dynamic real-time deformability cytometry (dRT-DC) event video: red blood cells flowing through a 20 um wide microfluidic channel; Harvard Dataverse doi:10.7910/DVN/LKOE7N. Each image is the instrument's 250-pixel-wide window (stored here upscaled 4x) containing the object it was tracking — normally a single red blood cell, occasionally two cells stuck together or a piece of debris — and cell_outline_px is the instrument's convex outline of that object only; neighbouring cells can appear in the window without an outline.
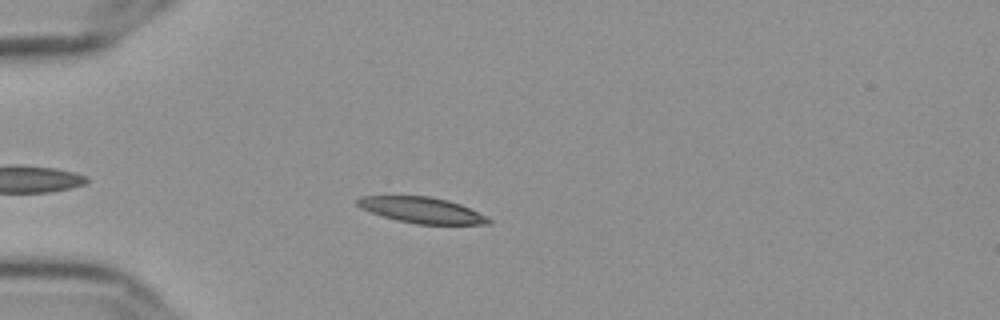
{"species": "Egyptian fruit bat (a non-hibernating species)", "species_latin": "Rousettus aegyptiacus", "temperature_condition": "cold", "stored_images_in_passage": 41, "camera_frame_rate_fps": 3000, "um_per_image_px": 0.085, "frame": {"image": 1, "passage_image": 4, "time_ms": 1.0, "image_size_px": [1000, 320], "cell_outline_px": [[492, 220], [488, 224], [416, 224], [396, 220], [360, 208], [356, 204], [356, 200], [360, 196], [428, 196], [448, 200], [460, 204]], "centroid_in_image_um": [35.81, 17.85], "position_along_channel_um": 49.2, "area_um2": 19.48}}
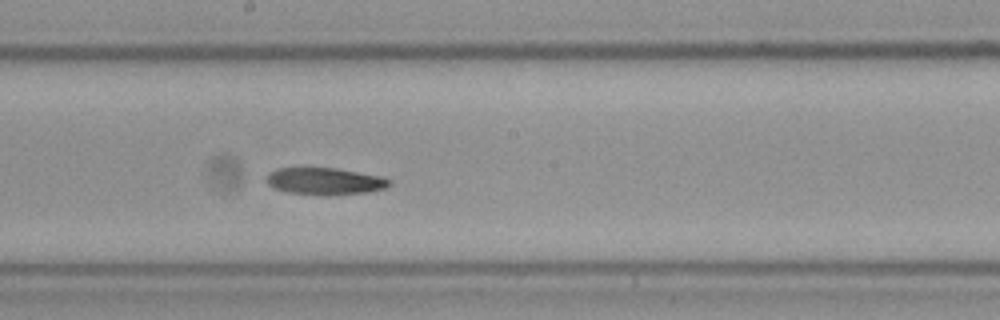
{"frame": {"image": 2, "passage_image": 20, "time_ms": 6.333, "image_size_px": [1000, 320], "cell_outline_px": [[392, 184], [384, 188], [368, 192], [328, 196], [288, 192], [276, 188], [268, 184], [268, 176], [276, 168], [336, 168], [380, 176], [392, 180]], "centroid_in_image_um": [27.67, 15.41], "position_along_channel_um": 220.5, "area_um2": 19.19}}
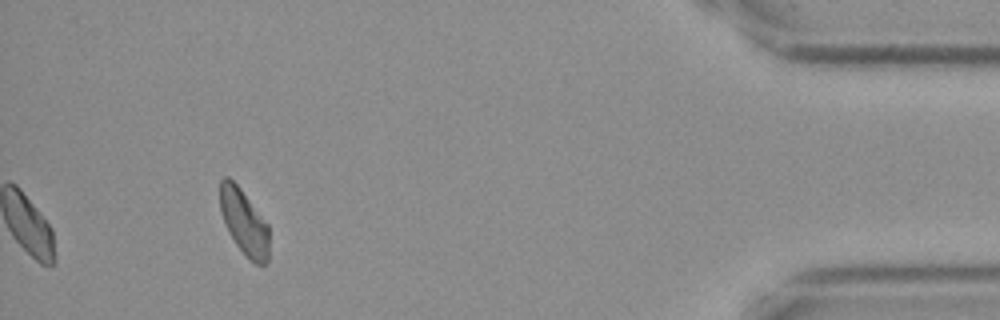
{"frame": {"image": 3, "passage_image": 41, "time_ms": 13.333, "image_size_px": [1000, 320], "cell_outline_px": [[268, 260], [264, 264], [256, 264], [248, 260], [236, 244], [228, 232], [220, 212], [220, 180], [224, 176], [228, 176], [240, 188], [268, 224]], "centroid_in_image_um": [20.73, 18.89], "position_along_channel_um": 414.5, "area_um2": 18.73}}